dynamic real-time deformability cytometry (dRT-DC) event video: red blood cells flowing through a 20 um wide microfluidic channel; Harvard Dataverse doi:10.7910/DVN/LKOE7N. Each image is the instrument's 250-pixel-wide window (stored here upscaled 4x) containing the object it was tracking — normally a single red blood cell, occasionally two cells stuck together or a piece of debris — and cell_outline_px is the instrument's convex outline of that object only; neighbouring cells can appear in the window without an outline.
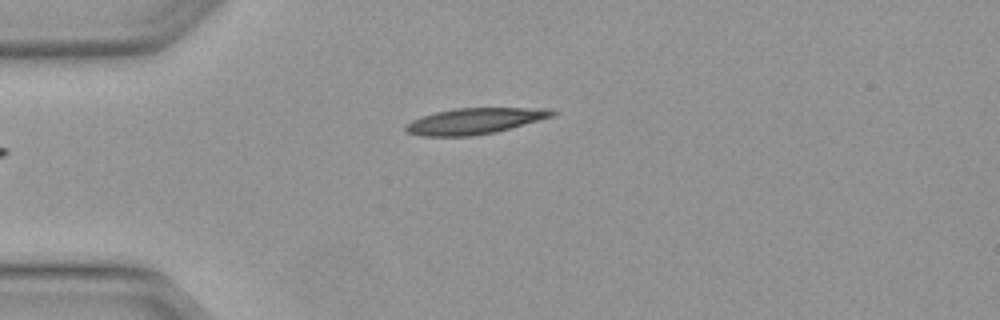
{"species": "Egyptian fruit bat (a non-hibernating species)", "species_latin": "Rousettus aegyptiacus", "temperature_condition": "warm", "stored_images_in_passage": 2, "camera_frame_rate_fps": 3000, "um_per_image_px": 0.085, "animal": {"sex": "female"}, "frame": {"image": 1, "passage_image": 2, "time_ms": 0.333, "image_size_px": [1000, 320], "cell_outline_px": [[556, 112], [552, 116], [540, 120], [496, 132], [472, 136], [420, 136], [408, 132], [404, 128], [412, 120], [436, 112], [452, 108], [548, 108]], "centroid_in_image_um": [40.35, 10.29], "position_along_channel_um": 44.6, "area_um2": 22.02}}